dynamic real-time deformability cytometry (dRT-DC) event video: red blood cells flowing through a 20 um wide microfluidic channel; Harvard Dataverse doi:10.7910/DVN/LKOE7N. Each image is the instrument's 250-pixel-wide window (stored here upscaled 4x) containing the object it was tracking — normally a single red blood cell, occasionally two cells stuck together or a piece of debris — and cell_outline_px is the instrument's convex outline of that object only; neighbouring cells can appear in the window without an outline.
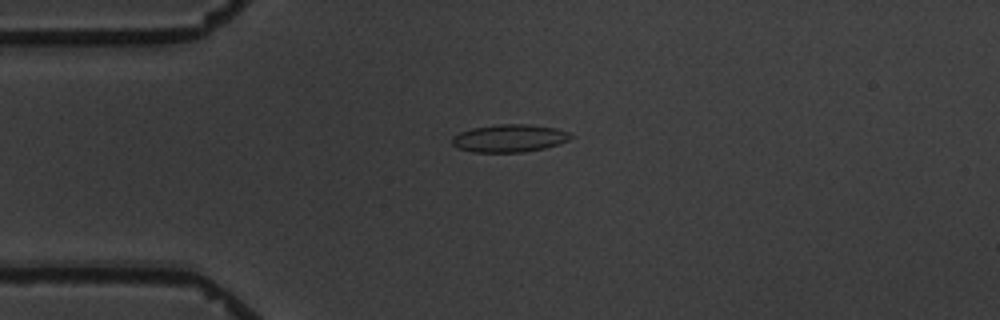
{"species": "common noctule bat (a hibernating species)", "species_latin": "Nyctalus noctula", "temperature_condition": "warm", "stored_images_in_passage": 2, "camera_frame_rate_fps": 3000, "um_per_image_px": 0.085, "animal": {"sex": "male", "body_mass_g": 19.5, "forearm_length_mm": 54.6}, "frame": {"image": 1, "passage_image": 1, "time_ms": 0.0, "image_size_px": [1000, 320], "cell_outline_px": [[572, 136], [568, 140], [544, 148], [524, 152], [472, 152], [456, 148], [452, 144], [452, 136], [460, 132], [472, 128], [500, 124], [532, 124], [556, 128], [568, 132]], "centroid_in_image_um": [43.26, 11.75], "position_along_channel_um": 41.7, "area_um2": 19.13}}